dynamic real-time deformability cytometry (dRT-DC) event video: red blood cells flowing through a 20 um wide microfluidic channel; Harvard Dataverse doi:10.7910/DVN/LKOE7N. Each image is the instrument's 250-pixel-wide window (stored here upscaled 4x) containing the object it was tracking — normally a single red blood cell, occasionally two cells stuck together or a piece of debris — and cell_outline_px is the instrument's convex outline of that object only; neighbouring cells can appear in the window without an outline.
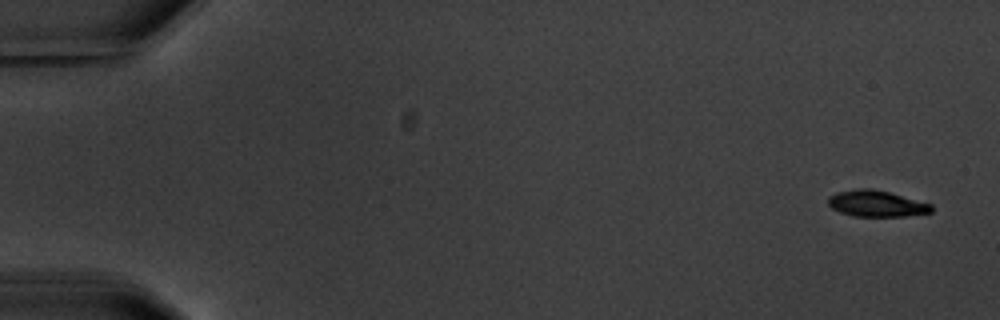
{"species": "common noctule bat (a hibernating species)", "species_latin": "Nyctalus noctula", "temperature_condition": "warm", "stored_images_in_passage": 6, "segment_of_instrument_passage": [1, 2], "camera_frame_rate_fps": 3000, "um_per_image_px": 0.085, "animal": {"sex": "male", "body_mass_g": 20.1, "forearm_length_mm": 53.5}, "frame": {"image": 1, "passage_image": 1, "time_ms": 0.0, "image_size_px": [1000, 320], "cell_outline_px": [[932, 212], [904, 216], [852, 216], [840, 212], [832, 208], [828, 204], [828, 196], [836, 192], [856, 188], [872, 188], [888, 192], [932, 204]], "centroid_in_image_um": [74.46, 17.3], "position_along_channel_um": 10.5, "area_um2": 15.78}}